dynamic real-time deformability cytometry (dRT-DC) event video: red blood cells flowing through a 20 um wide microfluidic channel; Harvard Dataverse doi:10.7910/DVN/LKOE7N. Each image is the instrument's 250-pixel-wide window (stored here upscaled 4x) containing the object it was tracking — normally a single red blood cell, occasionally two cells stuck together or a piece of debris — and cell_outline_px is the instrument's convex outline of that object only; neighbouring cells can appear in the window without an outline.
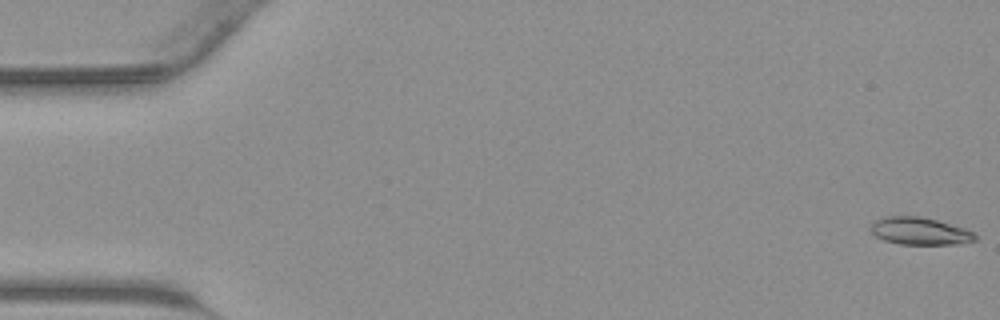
{"species": "common noctule bat (a hibernating species)", "species_latin": "Nyctalus noctula", "temperature_condition": "warm", "stored_images_in_passage": 44, "camera_frame_rate_fps": 3000, "um_per_image_px": 0.085, "animal": {"sex": "male", "body_mass_g": 23.1, "forearm_length_mm": 52.7}, "frame": {"image": 1, "passage_image": 1, "time_ms": 0.0, "image_size_px": [1000, 320], "cell_outline_px": [[976, 240], [956, 244], [900, 244], [884, 240], [876, 236], [868, 228], [876, 220], [884, 216], [920, 216], [936, 220], [964, 228], [972, 232], [976, 236]], "centroid_in_image_um": [78.15, 19.64], "position_along_channel_um": 6.9, "area_um2": 16.53}}
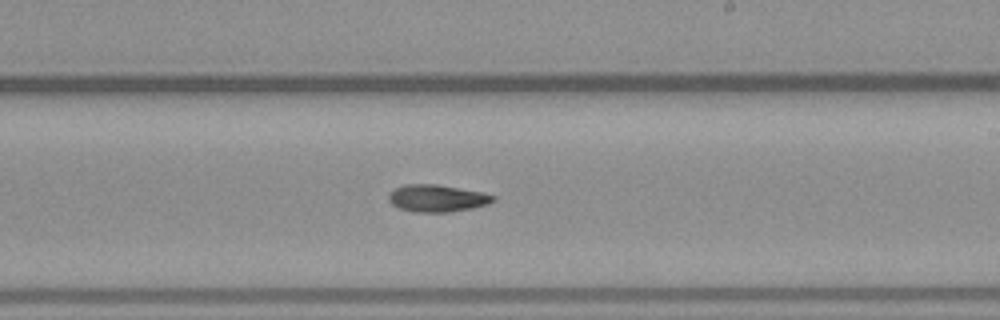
{"frame": {"image": 2, "passage_image": 26, "time_ms": 8.333, "image_size_px": [1000, 320], "cell_outline_px": [[496, 200], [488, 204], [472, 208], [448, 212], [416, 212], [400, 208], [392, 204], [388, 200], [388, 192], [404, 184], [436, 184], [480, 192], [496, 196]], "centroid_in_image_um": [37.13, 16.85], "position_along_channel_um": 251.9, "area_um2": 16.47}}
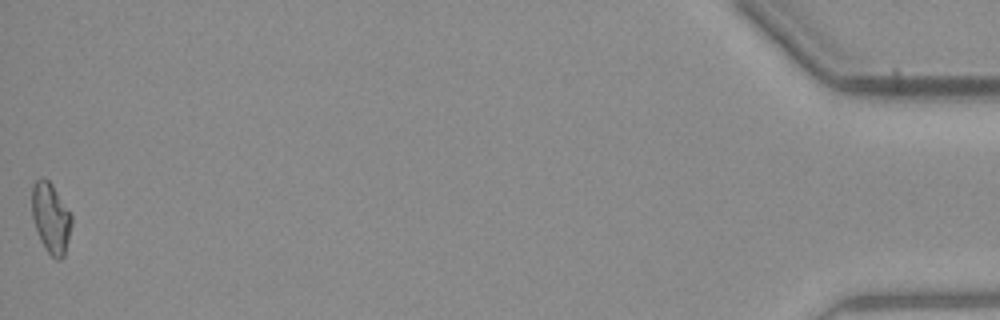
{"frame": {"image": 3, "passage_image": 44, "time_ms": 14.333, "image_size_px": [1000, 320], "cell_outline_px": [[72, 224], [64, 256], [60, 260], [56, 260], [48, 252], [40, 240], [32, 216], [32, 184], [40, 176], [44, 176], [52, 184], [72, 216]], "centroid_in_image_um": [4.31, 18.51], "position_along_channel_um": 430.9, "area_um2": 16.24}}